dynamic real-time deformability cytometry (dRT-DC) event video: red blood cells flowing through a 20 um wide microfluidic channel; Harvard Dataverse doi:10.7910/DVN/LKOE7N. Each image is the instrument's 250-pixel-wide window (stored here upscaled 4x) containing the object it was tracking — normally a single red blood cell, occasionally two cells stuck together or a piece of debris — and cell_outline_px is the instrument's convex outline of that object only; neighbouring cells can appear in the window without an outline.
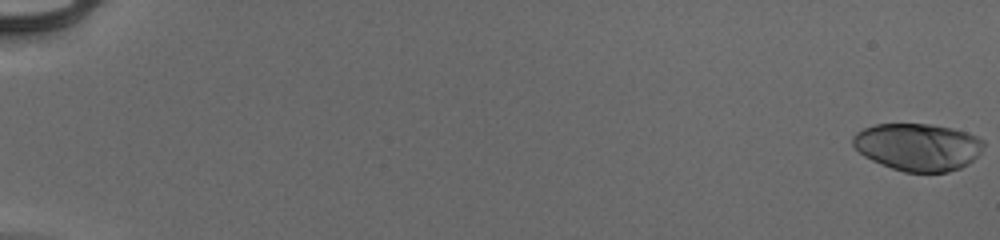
{"species": "human", "species_latin": "Homo sapiens", "temperature_condition": "cold", "stored_images_in_passage": 55, "camera_frame_rate_fps": 3000, "um_per_image_px": 0.085, "donor": {"sex": "male"}, "frame": {"image": 1, "passage_image": 1, "time_ms": 0.0, "image_size_px": [1000, 240], "cell_outline_px": [[984, 144], [980, 152], [968, 164], [960, 168], [948, 172], [904, 172], [880, 164], [864, 156], [852, 144], [852, 136], [856, 132], [864, 128], [876, 124], [928, 124], [952, 128], [968, 132], [984, 140]], "centroid_in_image_um": [78.01, 12.49], "position_along_channel_um": 7.0, "area_um2": 36.13}}
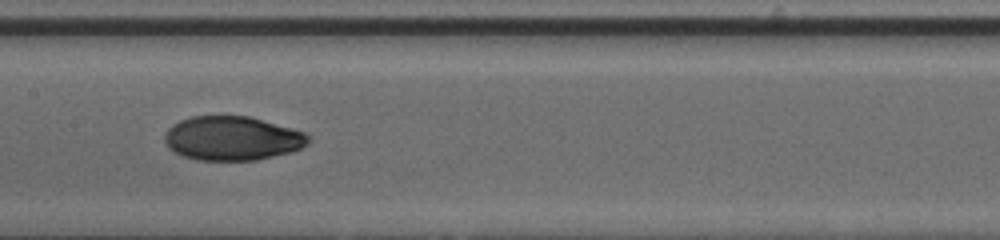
{"frame": {"image": 2, "passage_image": 31, "time_ms": 10.0, "image_size_px": [1000, 240], "cell_outline_px": [[312, 140], [308, 144], [292, 152], [256, 160], [196, 160], [184, 156], [168, 148], [164, 144], [164, 132], [172, 124], [180, 120], [192, 116], [248, 116], [304, 132]], "centroid_in_image_um": [19.71, 11.76], "position_along_channel_um": 187.7, "area_um2": 36.99}}
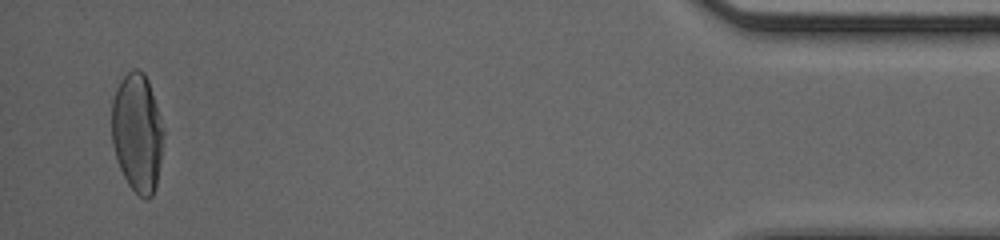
{"frame": {"image": 3, "passage_image": 54, "time_ms": 17.667, "image_size_px": [1000, 240], "cell_outline_px": [[164, 136], [160, 164], [156, 184], [152, 196], [148, 200], [144, 200], [128, 184], [120, 168], [112, 144], [112, 100], [116, 88], [120, 80], [128, 72], [136, 68], [144, 72], [148, 80], [164, 128]], "centroid_in_image_um": [11.67, 11.28], "position_along_channel_um": 423.5, "area_um2": 35.89}, "authors_computed_cell_mechanics": {"area_um2": 36.0672, "velocity_mm_per_s": 3.9567, "shape_relaxation_time_tau1_ms": 5.3145, "shape_relaxation_time_tau2_ms": 2.2731, "deformation_change_tau1": 0.2061, "deformation_change_tau2": 0.0349}}